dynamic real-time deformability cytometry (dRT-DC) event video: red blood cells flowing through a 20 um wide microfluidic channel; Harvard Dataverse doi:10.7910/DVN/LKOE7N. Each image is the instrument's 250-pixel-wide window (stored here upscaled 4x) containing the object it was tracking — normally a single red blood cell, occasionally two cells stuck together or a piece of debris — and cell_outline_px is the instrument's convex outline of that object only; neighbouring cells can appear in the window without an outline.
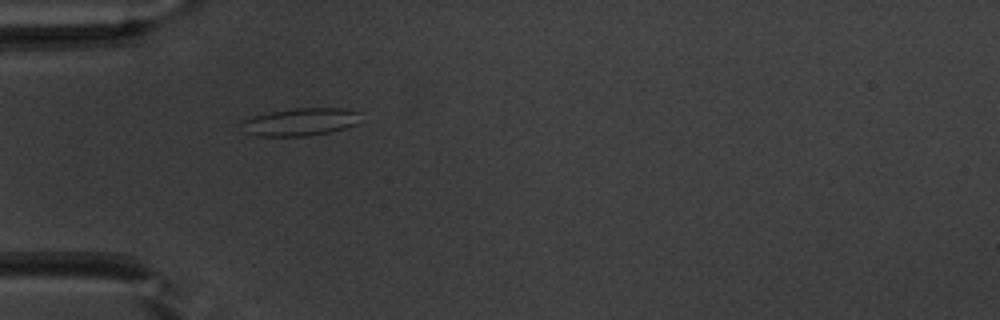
{"species": "common noctule bat (a hibernating species)", "species_latin": "Nyctalus noctula", "temperature_condition": "warm", "stored_images_in_passage": 37, "camera_frame_rate_fps": 3000, "um_per_image_px": 0.085, "animal": {"sex": "male", "body_mass_g": 20.1, "forearm_length_mm": 53.5}, "frame": {"image": 1, "passage_image": 2, "time_ms": 0.333, "image_size_px": [1000, 320], "cell_outline_px": [[360, 112], [356, 124], [344, 128], [328, 132], [308, 136], [256, 136], [244, 132], [240, 120], [252, 116], [292, 108], [340, 108]], "centroid_in_image_um": [25.46, 10.36], "position_along_channel_um": 59.5, "area_um2": 19.13}}
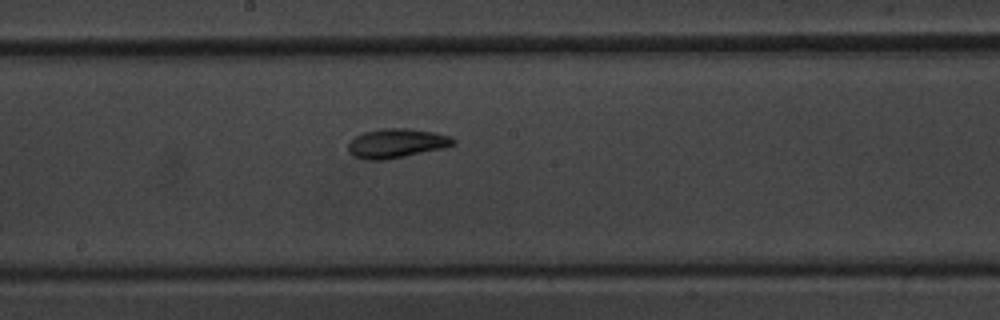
{"frame": {"image": 2, "passage_image": 14, "time_ms": 4.333, "image_size_px": [1000, 320], "cell_outline_px": [[456, 144], [444, 148], [384, 160], [364, 160], [352, 156], [348, 152], [348, 144], [356, 136], [364, 132], [380, 128], [408, 128], [436, 132], [448, 136], [456, 140]], "centroid_in_image_um": [33.69, 12.18], "position_along_channel_um": 214.5, "area_um2": 18.03}}
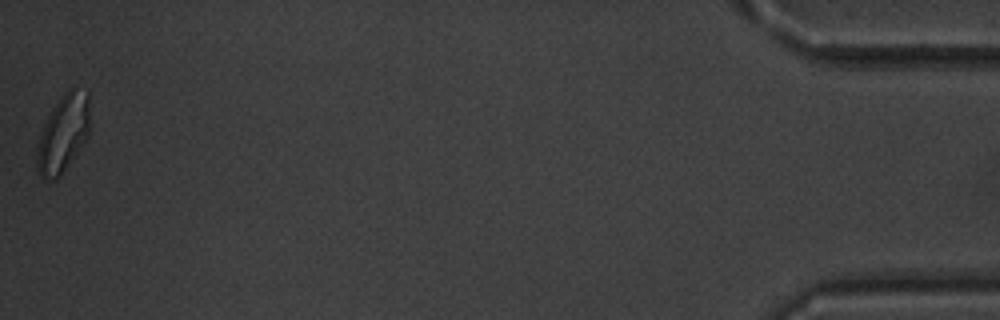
{"frame": {"image": 3, "passage_image": 37, "time_ms": 12.0, "image_size_px": [1000, 320], "cell_outline_px": [[88, 136], [84, 144], [56, 180], [44, 180], [40, 176], [36, 168], [36, 148], [44, 124], [52, 108], [60, 96], [68, 88], [72, 88], [88, 92]], "centroid_in_image_um": [5.34, 11.38], "position_along_channel_um": 429.9, "area_um2": 23.81}, "authors_computed_cell_mechanics": {"area_um2": 17.5134, "velocity_mm_per_s": 3.9826, "shape_relaxation_time_tau1_ms": null, "shape_relaxation_time_tau2_ms": 2.502, "deformation_change_tau1": null, "deformation_change_tau2": 0.0917}}